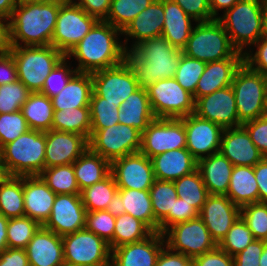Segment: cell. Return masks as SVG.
Wrapping results in <instances>:
<instances>
[{"mask_svg": "<svg viewBox=\"0 0 267 266\" xmlns=\"http://www.w3.org/2000/svg\"><path fill=\"white\" fill-rule=\"evenodd\" d=\"M29 266H65L62 237L43 225L25 248Z\"/></svg>", "mask_w": 267, "mask_h": 266, "instance_id": "obj_24", "label": "cell"}, {"mask_svg": "<svg viewBox=\"0 0 267 266\" xmlns=\"http://www.w3.org/2000/svg\"><path fill=\"white\" fill-rule=\"evenodd\" d=\"M17 0H0V19L6 23L11 15L13 10L17 7Z\"/></svg>", "mask_w": 267, "mask_h": 266, "instance_id": "obj_66", "label": "cell"}, {"mask_svg": "<svg viewBox=\"0 0 267 266\" xmlns=\"http://www.w3.org/2000/svg\"><path fill=\"white\" fill-rule=\"evenodd\" d=\"M155 220L160 223L169 212H173L174 201L178 198L173 181L155 180L149 190Z\"/></svg>", "mask_w": 267, "mask_h": 266, "instance_id": "obj_44", "label": "cell"}, {"mask_svg": "<svg viewBox=\"0 0 267 266\" xmlns=\"http://www.w3.org/2000/svg\"><path fill=\"white\" fill-rule=\"evenodd\" d=\"M164 236L153 232L144 240L112 249L110 266H155L159 253L165 247Z\"/></svg>", "mask_w": 267, "mask_h": 266, "instance_id": "obj_22", "label": "cell"}, {"mask_svg": "<svg viewBox=\"0 0 267 266\" xmlns=\"http://www.w3.org/2000/svg\"><path fill=\"white\" fill-rule=\"evenodd\" d=\"M122 31L110 23L99 20L83 39L66 55L78 61L77 72L93 73L111 68L126 60L127 37L122 44L118 36Z\"/></svg>", "mask_w": 267, "mask_h": 266, "instance_id": "obj_2", "label": "cell"}, {"mask_svg": "<svg viewBox=\"0 0 267 266\" xmlns=\"http://www.w3.org/2000/svg\"><path fill=\"white\" fill-rule=\"evenodd\" d=\"M192 266H234L231 255L218 246L192 259Z\"/></svg>", "mask_w": 267, "mask_h": 266, "instance_id": "obj_58", "label": "cell"}, {"mask_svg": "<svg viewBox=\"0 0 267 266\" xmlns=\"http://www.w3.org/2000/svg\"><path fill=\"white\" fill-rule=\"evenodd\" d=\"M259 266H267V241H265L264 249L259 260Z\"/></svg>", "mask_w": 267, "mask_h": 266, "instance_id": "obj_72", "label": "cell"}, {"mask_svg": "<svg viewBox=\"0 0 267 266\" xmlns=\"http://www.w3.org/2000/svg\"><path fill=\"white\" fill-rule=\"evenodd\" d=\"M254 45L257 47L255 54H251V50L245 52L244 63L251 69L265 75L267 74V37L262 36Z\"/></svg>", "mask_w": 267, "mask_h": 266, "instance_id": "obj_57", "label": "cell"}, {"mask_svg": "<svg viewBox=\"0 0 267 266\" xmlns=\"http://www.w3.org/2000/svg\"><path fill=\"white\" fill-rule=\"evenodd\" d=\"M31 91L21 82L0 86V114L21 110Z\"/></svg>", "mask_w": 267, "mask_h": 266, "instance_id": "obj_50", "label": "cell"}, {"mask_svg": "<svg viewBox=\"0 0 267 266\" xmlns=\"http://www.w3.org/2000/svg\"><path fill=\"white\" fill-rule=\"evenodd\" d=\"M226 196L238 207L259 202L253 166H234Z\"/></svg>", "mask_w": 267, "mask_h": 266, "instance_id": "obj_33", "label": "cell"}, {"mask_svg": "<svg viewBox=\"0 0 267 266\" xmlns=\"http://www.w3.org/2000/svg\"><path fill=\"white\" fill-rule=\"evenodd\" d=\"M8 219L0 213V252L8 248L7 244V226Z\"/></svg>", "mask_w": 267, "mask_h": 266, "instance_id": "obj_68", "label": "cell"}, {"mask_svg": "<svg viewBox=\"0 0 267 266\" xmlns=\"http://www.w3.org/2000/svg\"><path fill=\"white\" fill-rule=\"evenodd\" d=\"M254 240L251 230L240 216L231 226L227 235L218 243V247L234 257Z\"/></svg>", "mask_w": 267, "mask_h": 266, "instance_id": "obj_48", "label": "cell"}, {"mask_svg": "<svg viewBox=\"0 0 267 266\" xmlns=\"http://www.w3.org/2000/svg\"><path fill=\"white\" fill-rule=\"evenodd\" d=\"M115 222L116 217L107 210L87 211L85 228L106 241L112 250Z\"/></svg>", "mask_w": 267, "mask_h": 266, "instance_id": "obj_51", "label": "cell"}, {"mask_svg": "<svg viewBox=\"0 0 267 266\" xmlns=\"http://www.w3.org/2000/svg\"><path fill=\"white\" fill-rule=\"evenodd\" d=\"M21 81L31 92H41L46 77L66 57L52 45L6 46Z\"/></svg>", "mask_w": 267, "mask_h": 266, "instance_id": "obj_6", "label": "cell"}, {"mask_svg": "<svg viewBox=\"0 0 267 266\" xmlns=\"http://www.w3.org/2000/svg\"><path fill=\"white\" fill-rule=\"evenodd\" d=\"M179 198L192 205L199 213L210 195L200 171L197 169L193 173L182 176L173 181Z\"/></svg>", "mask_w": 267, "mask_h": 266, "instance_id": "obj_41", "label": "cell"}, {"mask_svg": "<svg viewBox=\"0 0 267 266\" xmlns=\"http://www.w3.org/2000/svg\"><path fill=\"white\" fill-rule=\"evenodd\" d=\"M6 48V26L0 19V51Z\"/></svg>", "mask_w": 267, "mask_h": 266, "instance_id": "obj_69", "label": "cell"}, {"mask_svg": "<svg viewBox=\"0 0 267 266\" xmlns=\"http://www.w3.org/2000/svg\"><path fill=\"white\" fill-rule=\"evenodd\" d=\"M51 129L75 133L90 139V107L54 110Z\"/></svg>", "mask_w": 267, "mask_h": 266, "instance_id": "obj_37", "label": "cell"}, {"mask_svg": "<svg viewBox=\"0 0 267 266\" xmlns=\"http://www.w3.org/2000/svg\"><path fill=\"white\" fill-rule=\"evenodd\" d=\"M10 176L11 175L6 168V165L0 156V185L4 183Z\"/></svg>", "mask_w": 267, "mask_h": 266, "instance_id": "obj_70", "label": "cell"}, {"mask_svg": "<svg viewBox=\"0 0 267 266\" xmlns=\"http://www.w3.org/2000/svg\"><path fill=\"white\" fill-rule=\"evenodd\" d=\"M91 130H101L119 123V108L94 91L90 100Z\"/></svg>", "mask_w": 267, "mask_h": 266, "instance_id": "obj_45", "label": "cell"}, {"mask_svg": "<svg viewBox=\"0 0 267 266\" xmlns=\"http://www.w3.org/2000/svg\"><path fill=\"white\" fill-rule=\"evenodd\" d=\"M219 152L228 158L233 166L254 167L264 158L242 126L223 129Z\"/></svg>", "mask_w": 267, "mask_h": 266, "instance_id": "obj_23", "label": "cell"}, {"mask_svg": "<svg viewBox=\"0 0 267 266\" xmlns=\"http://www.w3.org/2000/svg\"><path fill=\"white\" fill-rule=\"evenodd\" d=\"M68 3L79 5L88 15L105 20L109 14L111 0H65Z\"/></svg>", "mask_w": 267, "mask_h": 266, "instance_id": "obj_61", "label": "cell"}, {"mask_svg": "<svg viewBox=\"0 0 267 266\" xmlns=\"http://www.w3.org/2000/svg\"><path fill=\"white\" fill-rule=\"evenodd\" d=\"M164 20V0H154L127 25L122 35L136 38L132 49L145 39L161 36Z\"/></svg>", "mask_w": 267, "mask_h": 266, "instance_id": "obj_28", "label": "cell"}, {"mask_svg": "<svg viewBox=\"0 0 267 266\" xmlns=\"http://www.w3.org/2000/svg\"><path fill=\"white\" fill-rule=\"evenodd\" d=\"M141 137L142 133L136 128L118 123L101 130H91L89 149L111 163L140 152Z\"/></svg>", "mask_w": 267, "mask_h": 266, "instance_id": "obj_11", "label": "cell"}, {"mask_svg": "<svg viewBox=\"0 0 267 266\" xmlns=\"http://www.w3.org/2000/svg\"><path fill=\"white\" fill-rule=\"evenodd\" d=\"M266 81V91H267V74L264 75Z\"/></svg>", "mask_w": 267, "mask_h": 266, "instance_id": "obj_74", "label": "cell"}, {"mask_svg": "<svg viewBox=\"0 0 267 266\" xmlns=\"http://www.w3.org/2000/svg\"><path fill=\"white\" fill-rule=\"evenodd\" d=\"M205 67L206 62L182 53L174 78L183 89L194 95Z\"/></svg>", "mask_w": 267, "mask_h": 266, "instance_id": "obj_47", "label": "cell"}, {"mask_svg": "<svg viewBox=\"0 0 267 266\" xmlns=\"http://www.w3.org/2000/svg\"><path fill=\"white\" fill-rule=\"evenodd\" d=\"M181 148H186V131L182 119L155 118L142 132L140 152L150 159Z\"/></svg>", "mask_w": 267, "mask_h": 266, "instance_id": "obj_14", "label": "cell"}, {"mask_svg": "<svg viewBox=\"0 0 267 266\" xmlns=\"http://www.w3.org/2000/svg\"><path fill=\"white\" fill-rule=\"evenodd\" d=\"M88 148L85 136L51 129L46 132L44 168L73 164Z\"/></svg>", "mask_w": 267, "mask_h": 266, "instance_id": "obj_20", "label": "cell"}, {"mask_svg": "<svg viewBox=\"0 0 267 266\" xmlns=\"http://www.w3.org/2000/svg\"><path fill=\"white\" fill-rule=\"evenodd\" d=\"M91 77L93 91L118 108L139 88L135 73L126 60L117 66L95 71Z\"/></svg>", "mask_w": 267, "mask_h": 266, "instance_id": "obj_15", "label": "cell"}, {"mask_svg": "<svg viewBox=\"0 0 267 266\" xmlns=\"http://www.w3.org/2000/svg\"><path fill=\"white\" fill-rule=\"evenodd\" d=\"M265 240L255 239L243 251L233 257L234 266H259Z\"/></svg>", "mask_w": 267, "mask_h": 266, "instance_id": "obj_59", "label": "cell"}, {"mask_svg": "<svg viewBox=\"0 0 267 266\" xmlns=\"http://www.w3.org/2000/svg\"><path fill=\"white\" fill-rule=\"evenodd\" d=\"M217 20L232 46L244 54V47L254 45L263 36V0H239Z\"/></svg>", "mask_w": 267, "mask_h": 266, "instance_id": "obj_4", "label": "cell"}, {"mask_svg": "<svg viewBox=\"0 0 267 266\" xmlns=\"http://www.w3.org/2000/svg\"><path fill=\"white\" fill-rule=\"evenodd\" d=\"M236 52L223 25L217 19L198 22L182 49L183 54L206 63L231 58Z\"/></svg>", "mask_w": 267, "mask_h": 266, "instance_id": "obj_8", "label": "cell"}, {"mask_svg": "<svg viewBox=\"0 0 267 266\" xmlns=\"http://www.w3.org/2000/svg\"><path fill=\"white\" fill-rule=\"evenodd\" d=\"M25 216L44 225L51 215L56 194L40 176H23Z\"/></svg>", "mask_w": 267, "mask_h": 266, "instance_id": "obj_26", "label": "cell"}, {"mask_svg": "<svg viewBox=\"0 0 267 266\" xmlns=\"http://www.w3.org/2000/svg\"><path fill=\"white\" fill-rule=\"evenodd\" d=\"M156 180L175 181L197 170L198 161L186 149H174L151 158Z\"/></svg>", "mask_w": 267, "mask_h": 266, "instance_id": "obj_27", "label": "cell"}, {"mask_svg": "<svg viewBox=\"0 0 267 266\" xmlns=\"http://www.w3.org/2000/svg\"><path fill=\"white\" fill-rule=\"evenodd\" d=\"M147 93L156 118L181 119L195 112L193 95L174 77L156 81L147 88Z\"/></svg>", "mask_w": 267, "mask_h": 266, "instance_id": "obj_10", "label": "cell"}, {"mask_svg": "<svg viewBox=\"0 0 267 266\" xmlns=\"http://www.w3.org/2000/svg\"><path fill=\"white\" fill-rule=\"evenodd\" d=\"M163 236L165 246L192 259L218 246L200 217L169 227Z\"/></svg>", "mask_w": 267, "mask_h": 266, "instance_id": "obj_13", "label": "cell"}, {"mask_svg": "<svg viewBox=\"0 0 267 266\" xmlns=\"http://www.w3.org/2000/svg\"><path fill=\"white\" fill-rule=\"evenodd\" d=\"M198 117L209 120L225 128L240 127L234 91L231 86L199 97L195 101Z\"/></svg>", "mask_w": 267, "mask_h": 266, "instance_id": "obj_19", "label": "cell"}, {"mask_svg": "<svg viewBox=\"0 0 267 266\" xmlns=\"http://www.w3.org/2000/svg\"><path fill=\"white\" fill-rule=\"evenodd\" d=\"M46 132L28 130L0 149L11 176H39L44 170Z\"/></svg>", "mask_w": 267, "mask_h": 266, "instance_id": "obj_5", "label": "cell"}, {"mask_svg": "<svg viewBox=\"0 0 267 266\" xmlns=\"http://www.w3.org/2000/svg\"><path fill=\"white\" fill-rule=\"evenodd\" d=\"M111 174L118 189L150 190L156 180L151 159L141 152L111 162Z\"/></svg>", "mask_w": 267, "mask_h": 266, "instance_id": "obj_16", "label": "cell"}, {"mask_svg": "<svg viewBox=\"0 0 267 266\" xmlns=\"http://www.w3.org/2000/svg\"><path fill=\"white\" fill-rule=\"evenodd\" d=\"M164 25L162 36L174 47L183 49L193 29L185 11L174 1L164 0Z\"/></svg>", "mask_w": 267, "mask_h": 266, "instance_id": "obj_32", "label": "cell"}, {"mask_svg": "<svg viewBox=\"0 0 267 266\" xmlns=\"http://www.w3.org/2000/svg\"><path fill=\"white\" fill-rule=\"evenodd\" d=\"M65 266H110L111 248L86 228L62 237Z\"/></svg>", "mask_w": 267, "mask_h": 266, "instance_id": "obj_9", "label": "cell"}, {"mask_svg": "<svg viewBox=\"0 0 267 266\" xmlns=\"http://www.w3.org/2000/svg\"><path fill=\"white\" fill-rule=\"evenodd\" d=\"M73 168L80 191L111 173V163L89 148L73 163Z\"/></svg>", "mask_w": 267, "mask_h": 266, "instance_id": "obj_34", "label": "cell"}, {"mask_svg": "<svg viewBox=\"0 0 267 266\" xmlns=\"http://www.w3.org/2000/svg\"><path fill=\"white\" fill-rule=\"evenodd\" d=\"M92 92L91 73L76 72L66 86L51 98L53 110L89 107Z\"/></svg>", "mask_w": 267, "mask_h": 266, "instance_id": "obj_30", "label": "cell"}, {"mask_svg": "<svg viewBox=\"0 0 267 266\" xmlns=\"http://www.w3.org/2000/svg\"><path fill=\"white\" fill-rule=\"evenodd\" d=\"M39 176L55 194H80L73 164L44 168Z\"/></svg>", "mask_w": 267, "mask_h": 266, "instance_id": "obj_42", "label": "cell"}, {"mask_svg": "<svg viewBox=\"0 0 267 266\" xmlns=\"http://www.w3.org/2000/svg\"><path fill=\"white\" fill-rule=\"evenodd\" d=\"M231 87L241 125L266 115L267 91L264 75L243 62L234 75Z\"/></svg>", "mask_w": 267, "mask_h": 266, "instance_id": "obj_7", "label": "cell"}, {"mask_svg": "<svg viewBox=\"0 0 267 266\" xmlns=\"http://www.w3.org/2000/svg\"><path fill=\"white\" fill-rule=\"evenodd\" d=\"M118 192V187L110 173L106 178L80 191V197L88 212L106 210Z\"/></svg>", "mask_w": 267, "mask_h": 266, "instance_id": "obj_39", "label": "cell"}, {"mask_svg": "<svg viewBox=\"0 0 267 266\" xmlns=\"http://www.w3.org/2000/svg\"><path fill=\"white\" fill-rule=\"evenodd\" d=\"M233 167L230 160L220 152L198 161L197 169L210 195L227 194Z\"/></svg>", "mask_w": 267, "mask_h": 266, "instance_id": "obj_29", "label": "cell"}, {"mask_svg": "<svg viewBox=\"0 0 267 266\" xmlns=\"http://www.w3.org/2000/svg\"><path fill=\"white\" fill-rule=\"evenodd\" d=\"M176 2L185 13L197 22H209L215 18L211 14L209 0H172Z\"/></svg>", "mask_w": 267, "mask_h": 266, "instance_id": "obj_56", "label": "cell"}, {"mask_svg": "<svg viewBox=\"0 0 267 266\" xmlns=\"http://www.w3.org/2000/svg\"><path fill=\"white\" fill-rule=\"evenodd\" d=\"M98 21L79 5L64 1L57 15L52 46L66 56Z\"/></svg>", "mask_w": 267, "mask_h": 266, "instance_id": "obj_12", "label": "cell"}, {"mask_svg": "<svg viewBox=\"0 0 267 266\" xmlns=\"http://www.w3.org/2000/svg\"><path fill=\"white\" fill-rule=\"evenodd\" d=\"M113 216L117 217L125 213V208L123 206V201L121 199V195L117 192L111 202L108 204L106 209Z\"/></svg>", "mask_w": 267, "mask_h": 266, "instance_id": "obj_67", "label": "cell"}, {"mask_svg": "<svg viewBox=\"0 0 267 266\" xmlns=\"http://www.w3.org/2000/svg\"><path fill=\"white\" fill-rule=\"evenodd\" d=\"M260 153L267 157V115L256 118L241 125Z\"/></svg>", "mask_w": 267, "mask_h": 266, "instance_id": "obj_55", "label": "cell"}, {"mask_svg": "<svg viewBox=\"0 0 267 266\" xmlns=\"http://www.w3.org/2000/svg\"><path fill=\"white\" fill-rule=\"evenodd\" d=\"M153 231L141 220L130 214L123 213L116 217L113 233V249L125 244H131L144 240Z\"/></svg>", "mask_w": 267, "mask_h": 266, "instance_id": "obj_40", "label": "cell"}, {"mask_svg": "<svg viewBox=\"0 0 267 266\" xmlns=\"http://www.w3.org/2000/svg\"><path fill=\"white\" fill-rule=\"evenodd\" d=\"M29 129L22 111L0 114V149Z\"/></svg>", "mask_w": 267, "mask_h": 266, "instance_id": "obj_52", "label": "cell"}, {"mask_svg": "<svg viewBox=\"0 0 267 266\" xmlns=\"http://www.w3.org/2000/svg\"><path fill=\"white\" fill-rule=\"evenodd\" d=\"M254 174L259 190V202L267 203V157L254 166Z\"/></svg>", "mask_w": 267, "mask_h": 266, "instance_id": "obj_64", "label": "cell"}, {"mask_svg": "<svg viewBox=\"0 0 267 266\" xmlns=\"http://www.w3.org/2000/svg\"><path fill=\"white\" fill-rule=\"evenodd\" d=\"M125 213L144 222L153 232H159L155 220L149 190L118 189Z\"/></svg>", "mask_w": 267, "mask_h": 266, "instance_id": "obj_36", "label": "cell"}, {"mask_svg": "<svg viewBox=\"0 0 267 266\" xmlns=\"http://www.w3.org/2000/svg\"><path fill=\"white\" fill-rule=\"evenodd\" d=\"M29 129L47 132L51 130L53 120L52 100L41 92H31L21 107Z\"/></svg>", "mask_w": 267, "mask_h": 266, "instance_id": "obj_35", "label": "cell"}, {"mask_svg": "<svg viewBox=\"0 0 267 266\" xmlns=\"http://www.w3.org/2000/svg\"><path fill=\"white\" fill-rule=\"evenodd\" d=\"M0 213L6 218L25 216L23 176H10L0 185Z\"/></svg>", "mask_w": 267, "mask_h": 266, "instance_id": "obj_38", "label": "cell"}, {"mask_svg": "<svg viewBox=\"0 0 267 266\" xmlns=\"http://www.w3.org/2000/svg\"><path fill=\"white\" fill-rule=\"evenodd\" d=\"M64 1L18 4L5 23L6 46L52 45L57 15Z\"/></svg>", "mask_w": 267, "mask_h": 266, "instance_id": "obj_1", "label": "cell"}, {"mask_svg": "<svg viewBox=\"0 0 267 266\" xmlns=\"http://www.w3.org/2000/svg\"><path fill=\"white\" fill-rule=\"evenodd\" d=\"M263 36L267 37V0H263Z\"/></svg>", "mask_w": 267, "mask_h": 266, "instance_id": "obj_71", "label": "cell"}, {"mask_svg": "<svg viewBox=\"0 0 267 266\" xmlns=\"http://www.w3.org/2000/svg\"><path fill=\"white\" fill-rule=\"evenodd\" d=\"M65 57L46 77L41 93L50 99L56 96L68 83L70 78L77 72L76 69H70Z\"/></svg>", "mask_w": 267, "mask_h": 266, "instance_id": "obj_53", "label": "cell"}, {"mask_svg": "<svg viewBox=\"0 0 267 266\" xmlns=\"http://www.w3.org/2000/svg\"><path fill=\"white\" fill-rule=\"evenodd\" d=\"M18 4H27V3H43L50 0H17Z\"/></svg>", "mask_w": 267, "mask_h": 266, "instance_id": "obj_73", "label": "cell"}, {"mask_svg": "<svg viewBox=\"0 0 267 266\" xmlns=\"http://www.w3.org/2000/svg\"><path fill=\"white\" fill-rule=\"evenodd\" d=\"M41 225L26 216L9 218L7 244L9 248L25 249Z\"/></svg>", "mask_w": 267, "mask_h": 266, "instance_id": "obj_46", "label": "cell"}, {"mask_svg": "<svg viewBox=\"0 0 267 266\" xmlns=\"http://www.w3.org/2000/svg\"><path fill=\"white\" fill-rule=\"evenodd\" d=\"M181 55L182 50L161 35L126 51V61L135 73L138 87L147 89L158 80L174 77Z\"/></svg>", "mask_w": 267, "mask_h": 266, "instance_id": "obj_3", "label": "cell"}, {"mask_svg": "<svg viewBox=\"0 0 267 266\" xmlns=\"http://www.w3.org/2000/svg\"><path fill=\"white\" fill-rule=\"evenodd\" d=\"M154 0H111L107 18L104 20L123 31L127 25Z\"/></svg>", "mask_w": 267, "mask_h": 266, "instance_id": "obj_43", "label": "cell"}, {"mask_svg": "<svg viewBox=\"0 0 267 266\" xmlns=\"http://www.w3.org/2000/svg\"><path fill=\"white\" fill-rule=\"evenodd\" d=\"M243 62L244 54L238 51L231 58L207 62L193 95L194 101L199 97L231 86L234 75Z\"/></svg>", "mask_w": 267, "mask_h": 266, "instance_id": "obj_25", "label": "cell"}, {"mask_svg": "<svg viewBox=\"0 0 267 266\" xmlns=\"http://www.w3.org/2000/svg\"><path fill=\"white\" fill-rule=\"evenodd\" d=\"M197 217H199V212L192 205L178 197L174 201L173 212H169V214L159 223V232L163 234L169 227Z\"/></svg>", "mask_w": 267, "mask_h": 266, "instance_id": "obj_54", "label": "cell"}, {"mask_svg": "<svg viewBox=\"0 0 267 266\" xmlns=\"http://www.w3.org/2000/svg\"><path fill=\"white\" fill-rule=\"evenodd\" d=\"M155 266H192V258L166 246L159 253Z\"/></svg>", "mask_w": 267, "mask_h": 266, "instance_id": "obj_62", "label": "cell"}, {"mask_svg": "<svg viewBox=\"0 0 267 266\" xmlns=\"http://www.w3.org/2000/svg\"><path fill=\"white\" fill-rule=\"evenodd\" d=\"M18 73L12 53L5 48L0 51V86L18 81Z\"/></svg>", "mask_w": 267, "mask_h": 266, "instance_id": "obj_60", "label": "cell"}, {"mask_svg": "<svg viewBox=\"0 0 267 266\" xmlns=\"http://www.w3.org/2000/svg\"><path fill=\"white\" fill-rule=\"evenodd\" d=\"M239 0H209V6L211 9L212 16L217 19L219 16L218 11L224 10V12L230 9L234 4H236Z\"/></svg>", "mask_w": 267, "mask_h": 266, "instance_id": "obj_65", "label": "cell"}, {"mask_svg": "<svg viewBox=\"0 0 267 266\" xmlns=\"http://www.w3.org/2000/svg\"><path fill=\"white\" fill-rule=\"evenodd\" d=\"M181 119L186 131V149L197 161L219 152L223 132L220 125L194 113Z\"/></svg>", "mask_w": 267, "mask_h": 266, "instance_id": "obj_18", "label": "cell"}, {"mask_svg": "<svg viewBox=\"0 0 267 266\" xmlns=\"http://www.w3.org/2000/svg\"><path fill=\"white\" fill-rule=\"evenodd\" d=\"M0 266H29L25 249L7 248L0 252Z\"/></svg>", "mask_w": 267, "mask_h": 266, "instance_id": "obj_63", "label": "cell"}, {"mask_svg": "<svg viewBox=\"0 0 267 266\" xmlns=\"http://www.w3.org/2000/svg\"><path fill=\"white\" fill-rule=\"evenodd\" d=\"M241 217L255 239L267 241V203H251L241 207Z\"/></svg>", "mask_w": 267, "mask_h": 266, "instance_id": "obj_49", "label": "cell"}, {"mask_svg": "<svg viewBox=\"0 0 267 266\" xmlns=\"http://www.w3.org/2000/svg\"><path fill=\"white\" fill-rule=\"evenodd\" d=\"M241 216V208L226 195H209L199 213L211 237L218 244Z\"/></svg>", "mask_w": 267, "mask_h": 266, "instance_id": "obj_21", "label": "cell"}, {"mask_svg": "<svg viewBox=\"0 0 267 266\" xmlns=\"http://www.w3.org/2000/svg\"><path fill=\"white\" fill-rule=\"evenodd\" d=\"M86 213L80 194H56L51 215L43 226L63 237L85 228Z\"/></svg>", "mask_w": 267, "mask_h": 266, "instance_id": "obj_17", "label": "cell"}, {"mask_svg": "<svg viewBox=\"0 0 267 266\" xmlns=\"http://www.w3.org/2000/svg\"><path fill=\"white\" fill-rule=\"evenodd\" d=\"M119 110V123L134 127L141 133L156 118L145 88L139 87L129 95L121 103Z\"/></svg>", "mask_w": 267, "mask_h": 266, "instance_id": "obj_31", "label": "cell"}]
</instances>
